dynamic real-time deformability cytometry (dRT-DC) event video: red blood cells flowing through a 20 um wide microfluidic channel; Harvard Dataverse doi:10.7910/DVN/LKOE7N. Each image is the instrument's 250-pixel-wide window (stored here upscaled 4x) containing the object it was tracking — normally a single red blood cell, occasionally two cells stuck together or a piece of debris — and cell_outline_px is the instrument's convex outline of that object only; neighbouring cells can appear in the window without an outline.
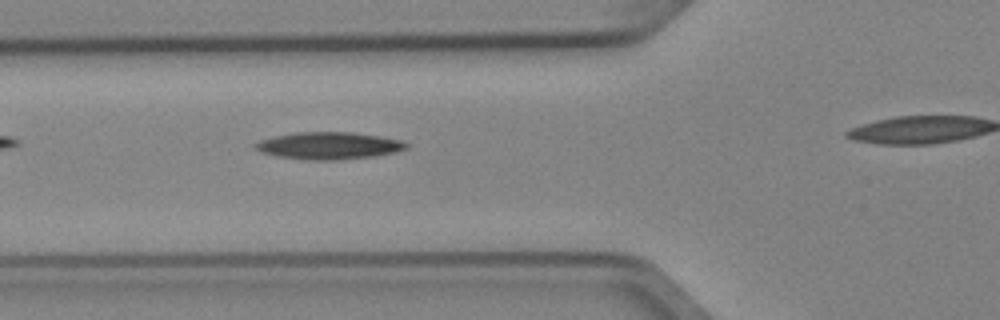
{"species": "Egyptian fruit bat (a non-hibernating species)", "species_latin": "Rousettus aegyptiacus", "temperature_condition": "cold", "stored_images_in_passage": 5, "segment_of_instrument_passage": [1, 2], "camera_frame_rate_fps": 3000, "um_per_image_px": 0.085, "animal": {"sex": "female"}, "frame": {"image": 1, "passage_image": 4, "time_ms": 1.0, "image_size_px": [1000, 320], "cell_outline_px": [[408, 148], [392, 152], [372, 156], [336, 160], [308, 160], [280, 156], [264, 152], [256, 148], [252, 144], [260, 140], [276, 136], [296, 132], [352, 132], [380, 136], [400, 140], [408, 144]], "centroid_in_image_um": [27.95, 12.37], "position_along_channel_um": 97.8, "area_um2": 23.52}}